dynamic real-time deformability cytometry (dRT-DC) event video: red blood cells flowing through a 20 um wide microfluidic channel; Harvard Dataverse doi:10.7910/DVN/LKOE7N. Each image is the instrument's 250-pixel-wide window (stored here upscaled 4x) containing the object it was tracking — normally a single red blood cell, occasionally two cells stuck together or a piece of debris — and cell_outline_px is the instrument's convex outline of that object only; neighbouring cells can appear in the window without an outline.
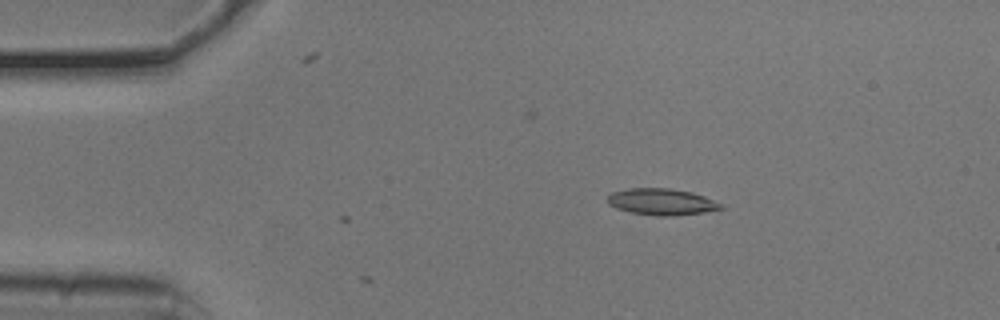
{"species": "common noctule bat (a hibernating species)", "species_latin": "Nyctalus noctula", "temperature_condition": "cold", "stored_images_in_passage": 9, "camera_frame_rate_fps": 3000, "um_per_image_px": 0.085, "animal": {"sex": "male", "body_mass_g": 20.5, "forearm_length_mm": 52.5}, "frame": {"image": 1, "passage_image": 9, "time_ms": 2.667, "image_size_px": [1000, 320], "cell_outline_px": [[724, 208], [704, 212], [672, 216], [660, 216], [632, 212], [616, 208], [608, 204], [604, 200], [612, 192], [628, 188], [672, 188], [692, 192], [704, 196], [724, 204]], "centroid_in_image_um": [56.24, 17.14], "position_along_channel_um": 28.8, "area_um2": 17.63}}